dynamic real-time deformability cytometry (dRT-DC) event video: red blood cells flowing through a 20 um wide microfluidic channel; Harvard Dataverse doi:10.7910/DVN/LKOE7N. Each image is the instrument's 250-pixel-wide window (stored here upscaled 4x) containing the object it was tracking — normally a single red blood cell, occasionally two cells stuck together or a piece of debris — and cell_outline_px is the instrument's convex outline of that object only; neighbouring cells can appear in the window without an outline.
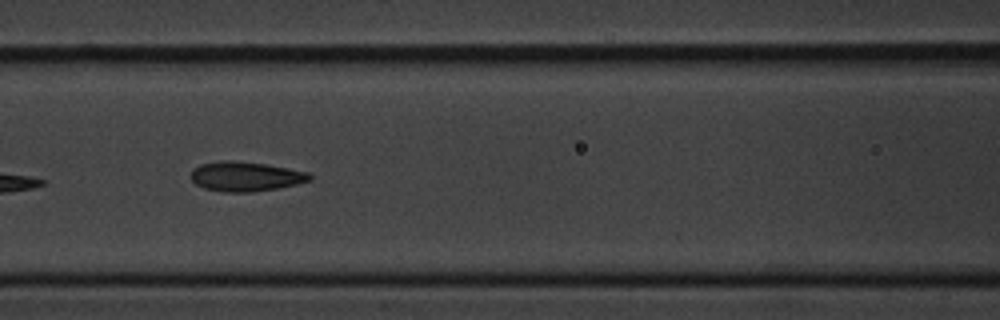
{"species": "common noctule bat (a hibernating species)", "species_latin": "Nyctalus noctula", "temperature_condition": "cold", "stored_images_in_passage": 9, "camera_frame_rate_fps": 3000, "um_per_image_px": 0.085, "animal": {"sex": "male", "body_mass_g": 20.1, "forearm_length_mm": 53.5}, "frame": {"image": 1, "passage_image": 6, "time_ms": 6.0, "image_size_px": [1000, 320], "cell_outline_px": [[312, 180], [296, 184], [276, 188], [252, 192], [224, 192], [204, 188], [196, 184], [192, 180], [192, 168], [200, 164], [220, 160], [232, 160], [264, 164], [308, 172], [312, 176]], "centroid_in_image_um": [20.85, 14.99], "position_along_channel_um": 145.8, "area_um2": 20.4}}
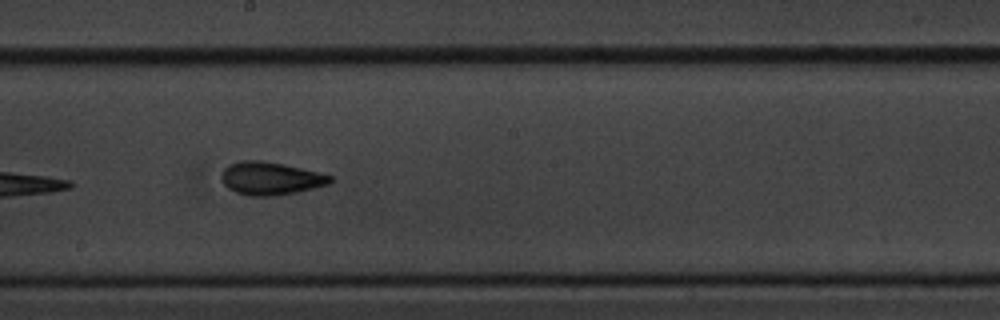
{"frame": {"image": 2, "passage_image": 8, "time_ms": 8.333, "image_size_px": [1000, 320], "cell_outline_px": [[332, 180], [328, 184], [296, 192], [272, 196], [248, 196], [236, 192], [228, 188], [224, 184], [220, 176], [224, 168], [228, 164], [240, 160], [264, 160], [284, 164], [332, 176]], "centroid_in_image_um": [22.93, 15.15], "position_along_channel_um": 225.3, "area_um2": 20.81}}
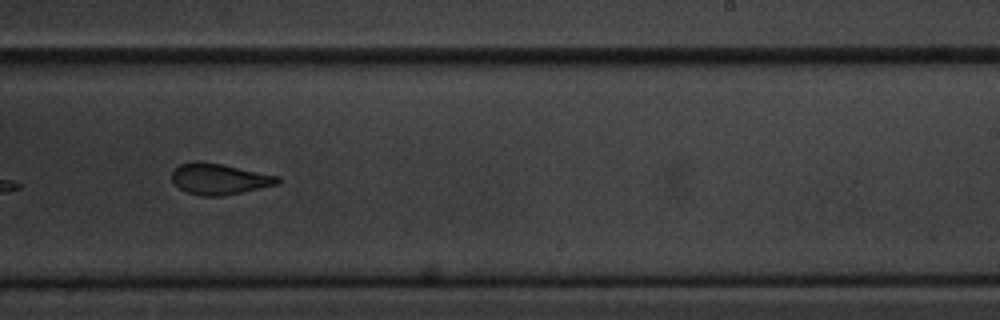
{"frame": {"image": 3, "passage_image": 9, "time_ms": 9.667, "image_size_px": [1000, 320], "cell_outline_px": [[280, 184], [220, 196], [204, 196], [188, 192], [180, 188], [172, 180], [172, 172], [180, 164], [192, 160], [200, 160], [280, 176]], "centroid_in_image_um": [18.64, 15.19], "position_along_channel_um": 270.4, "area_um2": 18.96}}